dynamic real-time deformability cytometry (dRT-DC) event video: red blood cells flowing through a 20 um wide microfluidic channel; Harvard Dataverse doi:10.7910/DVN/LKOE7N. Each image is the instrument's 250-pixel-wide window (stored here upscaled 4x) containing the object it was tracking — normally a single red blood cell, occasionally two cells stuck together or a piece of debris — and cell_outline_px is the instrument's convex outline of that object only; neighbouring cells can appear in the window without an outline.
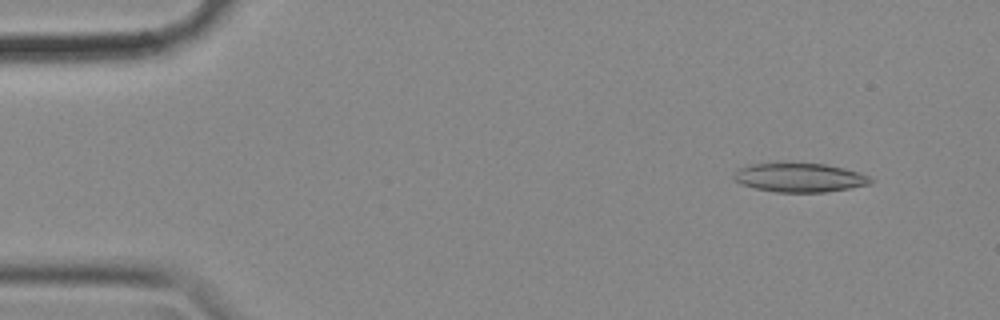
{"species": "common noctule bat (a hibernating species)", "species_latin": "Nyctalus noctula", "temperature_condition": "cold", "stored_images_in_passage": 55, "camera_frame_rate_fps": 3000, "um_per_image_px": 0.085, "animal": {"sex": "female", "body_mass_g": 18.4}, "frame": {"image": 1, "passage_image": 4, "time_ms": 1.0, "image_size_px": [1000, 320], "cell_outline_px": [[872, 180], [868, 184], [848, 188], [824, 192], [776, 192], [756, 188], [740, 184], [732, 180], [732, 176], [736, 168], [752, 164], [824, 164], [844, 168], [860, 172], [868, 176]], "centroid_in_image_um": [67.89, 15.1], "position_along_channel_um": 17.1, "area_um2": 22.83}}
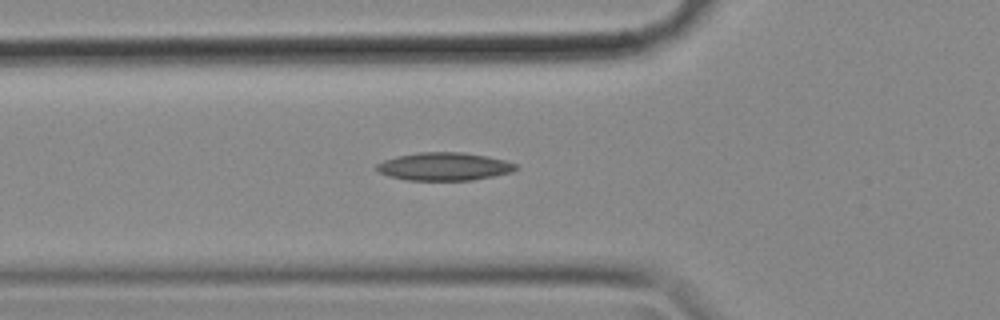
{"frame": {"image": 2, "passage_image": 18, "time_ms": 5.667, "image_size_px": [1000, 320], "cell_outline_px": [[520, 168], [512, 172], [472, 180], [408, 180], [388, 176], [380, 172], [376, 168], [376, 164], [384, 160], [396, 156], [420, 152], [464, 152], [488, 156], [504, 160], [516, 164]], "centroid_in_image_um": [37.77, 14.15], "position_along_channel_um": 88.0, "area_um2": 22.72}}
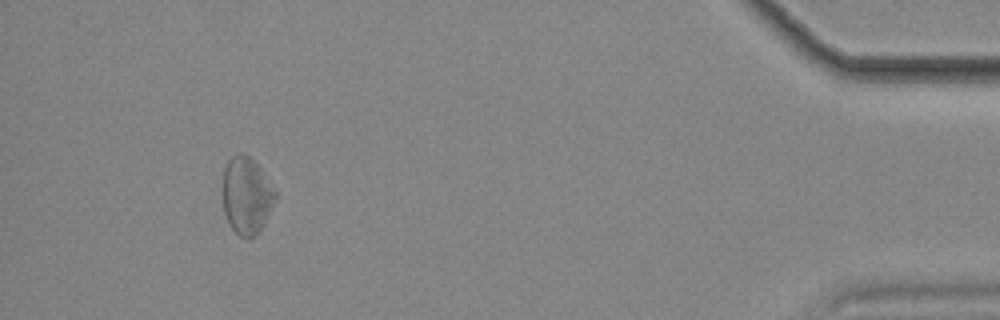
{"frame": {"image": 3, "passage_image": 51, "time_ms": 16.667, "image_size_px": [1000, 320], "cell_outline_px": [[276, 200], [264, 224], [256, 236], [240, 236], [232, 228], [224, 212], [224, 168], [228, 160], [232, 156], [240, 152], [244, 152], [260, 168], [276, 192]], "centroid_in_image_um": [20.97, 16.61], "position_along_channel_um": 414.2, "area_um2": 23.18}}